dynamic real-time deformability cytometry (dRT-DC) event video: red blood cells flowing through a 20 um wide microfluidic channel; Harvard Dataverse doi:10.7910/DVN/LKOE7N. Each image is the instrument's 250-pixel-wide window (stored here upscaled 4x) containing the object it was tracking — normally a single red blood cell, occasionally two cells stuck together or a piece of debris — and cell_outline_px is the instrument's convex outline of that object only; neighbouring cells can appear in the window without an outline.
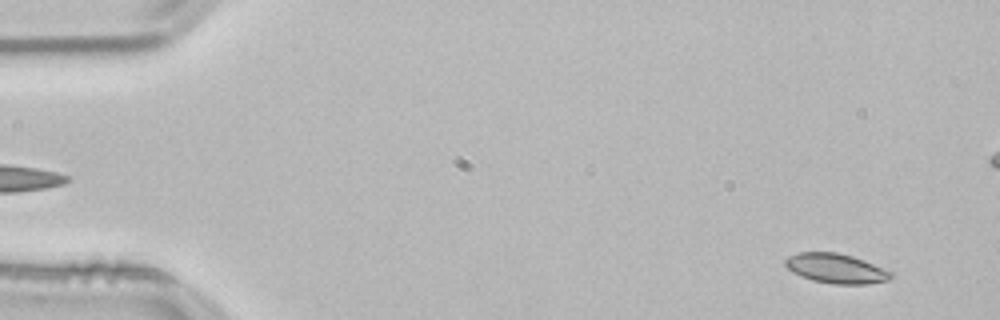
{"species": "common noctule bat (a hibernating species)", "species_latin": "Nyctalus noctula", "temperature_condition": "room temperature", "stored_images_in_passage": 54, "camera_frame_rate_fps": 3000, "um_per_image_px": 0.085, "animal": {"sex": "male", "body_mass_g": 21.5, "forearm_length_mm": 52.0}, "frame": {"image": 1, "passage_image": 3, "time_ms": 0.667, "image_size_px": [1000, 320], "cell_outline_px": [[896, 276], [888, 280], [868, 284], [836, 284], [812, 280], [800, 276], [792, 272], [784, 264], [784, 260], [788, 256], [800, 252], [836, 252], [852, 256], [864, 260], [892, 272]], "centroid_in_image_um": [71.06, 22.82], "position_along_channel_um": 13.9, "area_um2": 18.32}}
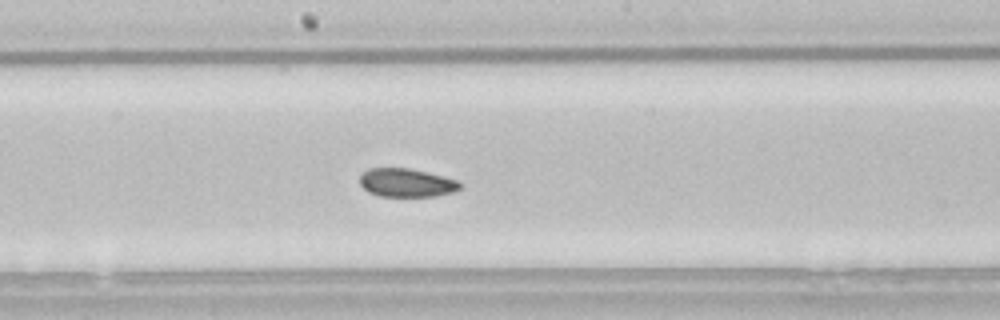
{"frame": {"image": 2, "passage_image": 28, "time_ms": 9.0, "image_size_px": [1000, 320], "cell_outline_px": [[460, 188], [452, 192], [436, 196], [380, 196], [368, 192], [360, 184], [360, 176], [368, 168], [408, 168], [428, 172], [456, 180], [460, 184]], "centroid_in_image_um": [34.52, 15.53], "position_along_channel_um": 213.7, "area_um2": 16.47}}
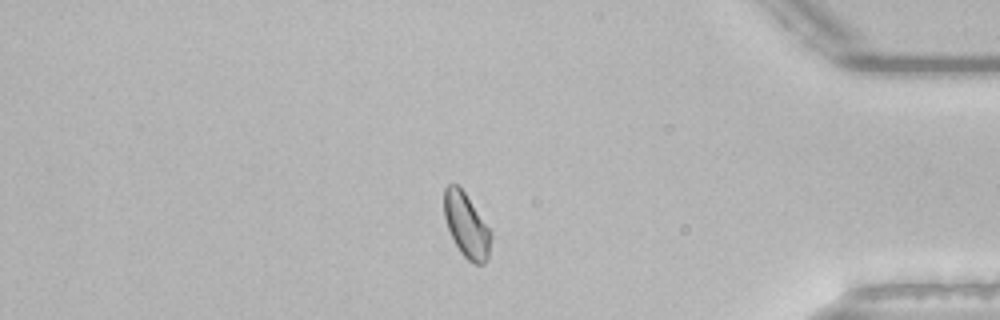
{"frame": {"image": 3, "passage_image": 45, "time_ms": 14.667, "image_size_px": [1000, 320], "cell_outline_px": [[492, 236], [488, 256], [484, 264], [472, 264], [460, 252], [448, 228], [444, 216], [444, 188], [448, 184], [456, 184], [464, 192], [492, 232]], "centroid_in_image_um": [39.65, 19.17], "position_along_channel_um": 395.5, "area_um2": 17.34}, "authors_computed_cell_mechanics": {"area_um2": 17.8313, "velocity_mm_per_s": 3.7817, "shape_relaxation_time_tau1_ms": 8.5217, "shape_relaxation_time_tau2_ms": 3.3013, "deformation_change_tau1": 0.094, "deformation_change_tau2": 0.0682}}